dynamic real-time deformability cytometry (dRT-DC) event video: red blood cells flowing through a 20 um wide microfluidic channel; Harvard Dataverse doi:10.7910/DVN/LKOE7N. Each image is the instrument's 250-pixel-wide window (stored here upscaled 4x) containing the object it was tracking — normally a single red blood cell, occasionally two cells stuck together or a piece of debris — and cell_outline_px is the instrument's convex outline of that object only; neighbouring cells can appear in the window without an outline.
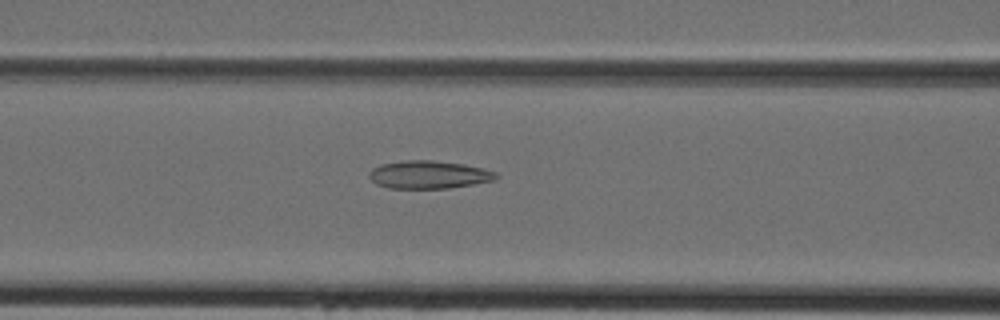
{"species": "Egyptian fruit bat (a non-hibernating species)", "species_latin": "Rousettus aegyptiacus", "temperature_condition": "cold", "stored_images_in_passage": 39, "camera_frame_rate_fps": 3000, "um_per_image_px": 0.085, "animal": {"sex": "female"}, "frame": {"image": 1, "passage_image": 13, "time_ms": 4.0, "image_size_px": [1000, 320], "cell_outline_px": [[500, 176], [496, 180], [448, 188], [388, 188], [376, 184], [368, 176], [368, 172], [372, 168], [380, 164], [404, 160], [432, 160], [464, 164], [484, 168], [496, 172]], "centroid_in_image_um": [36.45, 14.84], "position_along_channel_um": 130.2, "area_um2": 20.81}}
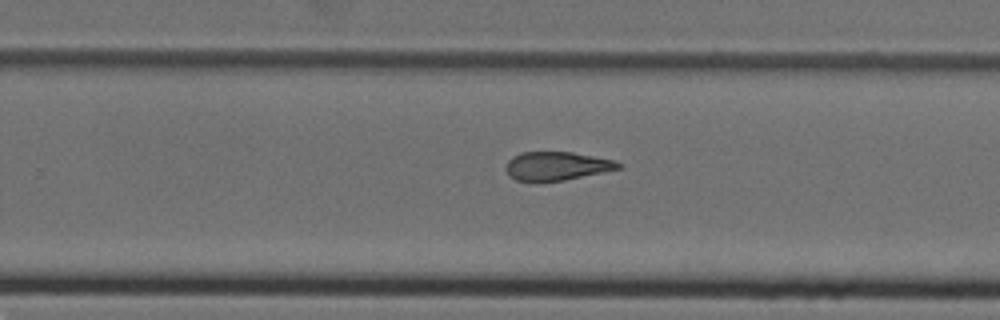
{"frame": {"image": 2, "passage_image": 23, "time_ms": 7.333, "image_size_px": [1000, 320], "cell_outline_px": [[624, 168], [564, 180], [536, 184], [516, 180], [508, 176], [504, 168], [508, 160], [512, 156], [520, 152], [572, 152], [616, 160]], "centroid_in_image_um": [47.27, 14.14], "position_along_channel_um": 282.5, "area_um2": 19.42}}
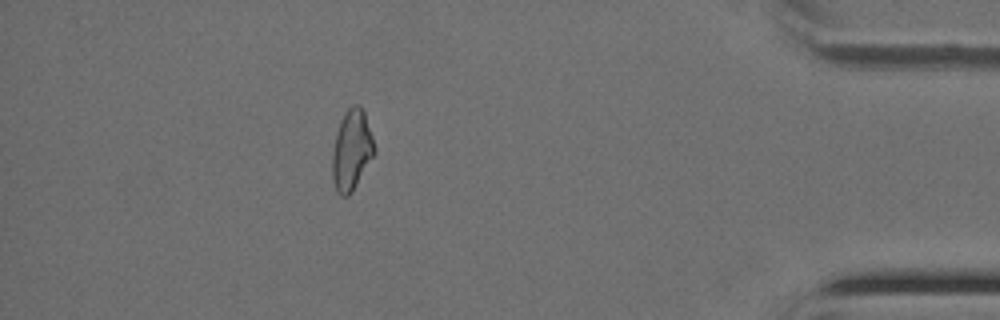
{"frame": {"image": 3, "passage_image": 34, "time_ms": 11.0, "image_size_px": [1000, 320], "cell_outline_px": [[376, 152], [352, 192], [348, 196], [340, 196], [336, 192], [332, 180], [332, 152], [336, 132], [344, 112], [352, 104], [360, 104], [364, 112], [376, 148]], "centroid_in_image_um": [29.88, 12.77], "position_along_channel_um": 405.3, "area_um2": 19.94}}